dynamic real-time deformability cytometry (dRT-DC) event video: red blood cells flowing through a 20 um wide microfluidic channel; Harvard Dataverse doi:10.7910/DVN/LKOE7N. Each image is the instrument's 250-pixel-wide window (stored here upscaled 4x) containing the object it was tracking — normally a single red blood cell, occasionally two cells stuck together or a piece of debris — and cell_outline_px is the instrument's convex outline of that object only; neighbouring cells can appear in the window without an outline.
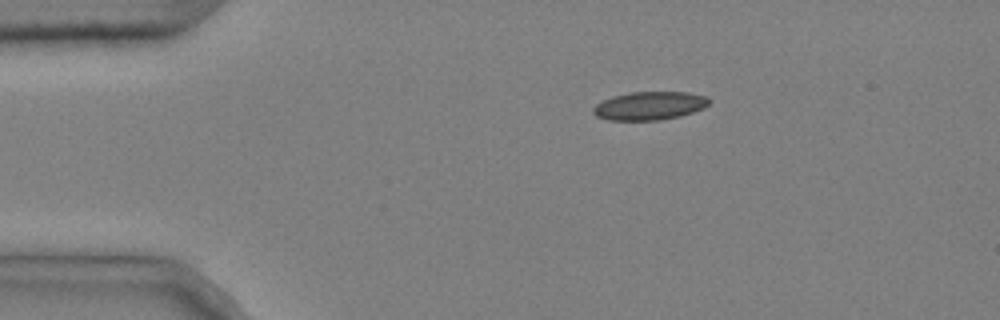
{"species": "common noctule bat (a hibernating species)", "species_latin": "Nyctalus noctula", "temperature_condition": "cold", "stored_images_in_passage": 5, "camera_frame_rate_fps": 3000, "um_per_image_px": 0.085, "animal": {"sex": "male", "body_mass_g": 20.4}, "frame": {"image": 1, "passage_image": 1, "time_ms": 0.0, "image_size_px": [1000, 320], "cell_outline_px": [[708, 104], [704, 108], [680, 116], [660, 120], [608, 120], [596, 116], [592, 112], [592, 108], [596, 104], [612, 96], [628, 92], [688, 92], [708, 96]], "centroid_in_image_um": [55.19, 8.99], "position_along_channel_um": 29.8, "area_um2": 19.19}}
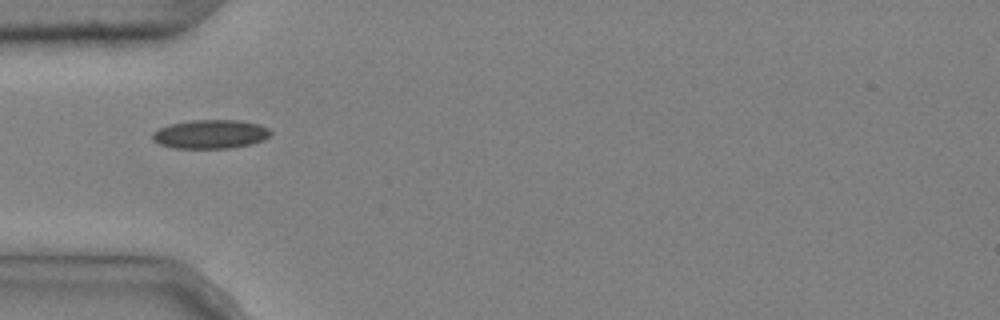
{"frame": {"image": 2, "passage_image": 3, "time_ms": 0.667, "image_size_px": [1000, 320], "cell_outline_px": [[272, 132], [264, 140], [232, 148], [172, 148], [160, 144], [152, 140], [152, 132], [168, 124], [192, 120], [240, 120], [260, 124], [268, 128]], "centroid_in_image_um": [17.87, 11.4], "position_along_channel_um": 67.1, "area_um2": 19.94}}